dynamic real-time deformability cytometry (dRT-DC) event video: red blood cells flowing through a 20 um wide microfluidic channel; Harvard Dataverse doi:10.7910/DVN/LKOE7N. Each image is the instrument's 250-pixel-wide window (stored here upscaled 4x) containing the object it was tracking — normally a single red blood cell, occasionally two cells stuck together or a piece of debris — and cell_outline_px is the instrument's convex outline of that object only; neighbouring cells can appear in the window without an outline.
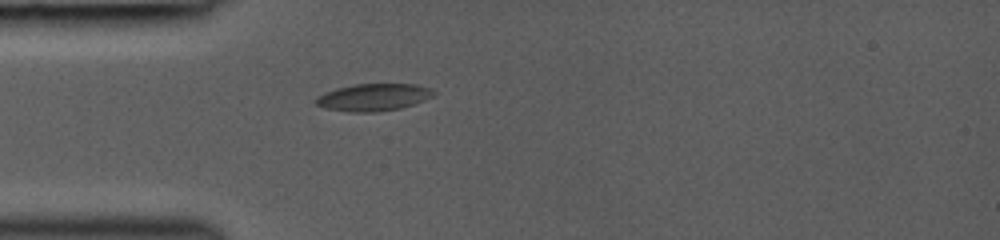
{"species": "common noctule bat (a hibernating species)", "species_latin": "Nyctalus noctula", "temperature_condition": "room temperature", "stored_images_in_passage": 4, "camera_frame_rate_fps": 3000, "um_per_image_px": 0.085, "animal": {"sex": "female", "body_mass_g": 19.0, "forearm_length_mm": 53.3}, "frame": {"image": 1, "passage_image": 1, "time_ms": 0.0, "image_size_px": [1000, 240], "cell_outline_px": [[436, 92], [432, 96], [424, 100], [400, 108], [376, 112], [348, 112], [324, 108], [316, 104], [312, 100], [316, 96], [324, 92], [336, 88], [352, 84], [416, 84], [428, 88]], "centroid_in_image_um": [31.66, 8.27], "position_along_channel_um": 53.3, "area_um2": 18.79}}
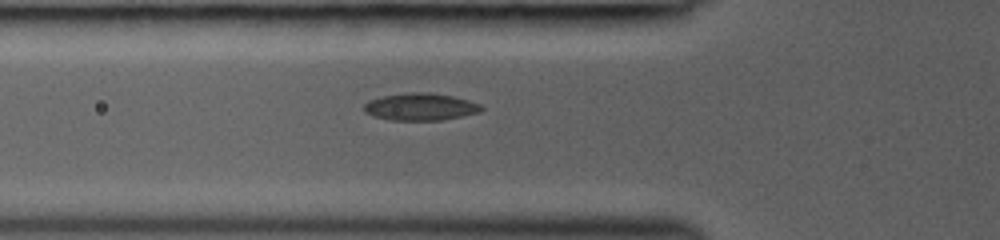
{"frame": {"image": 2, "passage_image": 3, "time_ms": 1.0, "image_size_px": [1000, 240], "cell_outline_px": [[484, 108], [480, 112], [440, 120], [392, 120], [372, 116], [364, 112], [364, 104], [368, 100], [384, 96], [412, 92], [428, 92], [452, 96], [468, 100], [480, 104]], "centroid_in_image_um": [35.72, 9.08], "position_along_channel_um": 90.1, "area_um2": 18.5}}